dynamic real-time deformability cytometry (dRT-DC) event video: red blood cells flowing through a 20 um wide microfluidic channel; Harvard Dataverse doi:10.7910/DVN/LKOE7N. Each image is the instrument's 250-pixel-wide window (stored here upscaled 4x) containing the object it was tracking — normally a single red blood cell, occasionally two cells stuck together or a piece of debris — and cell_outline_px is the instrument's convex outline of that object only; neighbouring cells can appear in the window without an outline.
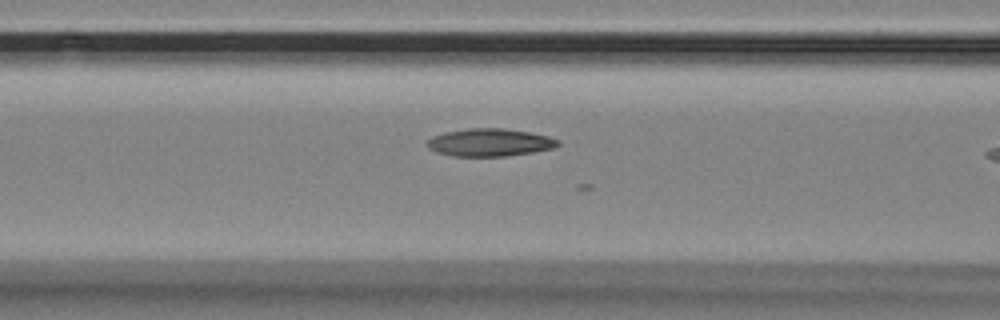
{"species": "Egyptian fruit bat (a non-hibernating species)", "species_latin": "Rousettus aegyptiacus", "temperature_condition": "room temperature", "stored_images_in_passage": 9, "camera_frame_rate_fps": 3000, "um_per_image_px": 0.085, "animal": {"sex": "female"}, "frame": {"image": 1, "passage_image": 7, "time_ms": 2.0, "image_size_px": [1000, 320], "cell_outline_px": [[560, 144], [556, 148], [508, 156], [452, 156], [436, 152], [428, 148], [424, 144], [432, 136], [444, 132], [468, 128], [504, 128], [532, 132], [548, 136], [560, 140]], "centroid_in_image_um": [41.63, 12.1], "position_along_channel_um": 125.0, "area_um2": 21.44}}